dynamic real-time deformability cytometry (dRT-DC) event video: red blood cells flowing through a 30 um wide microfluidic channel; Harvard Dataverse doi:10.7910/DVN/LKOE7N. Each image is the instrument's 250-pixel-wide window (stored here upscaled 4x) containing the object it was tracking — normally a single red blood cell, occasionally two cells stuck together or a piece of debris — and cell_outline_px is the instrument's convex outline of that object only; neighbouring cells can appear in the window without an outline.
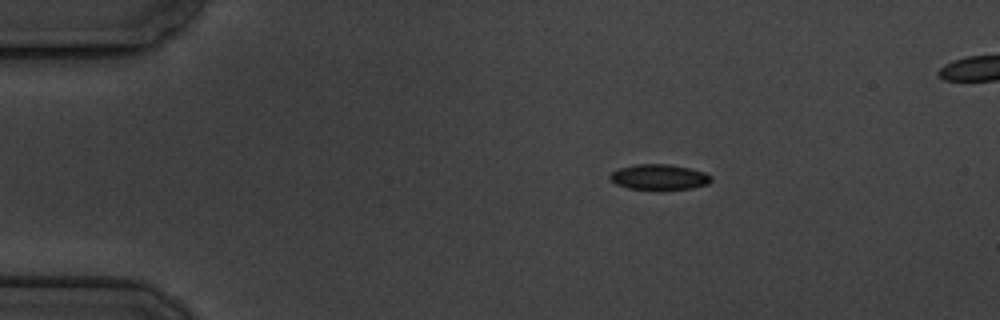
{"species": "common noctule bat (a hibernating species)", "species_latin": "Nyctalus noctula", "temperature_condition": "cold", "stored_images_in_passage": 4, "segment_of_instrument_passage": [1, 2], "camera_frame_rate_fps": 3000, "um_per_image_px": 0.085, "animal": {"sex": "male", "body_mass_g": 19.5, "forearm_length_mm": 54.6}, "frame": {"image": 1, "passage_image": 1, "time_ms": 0.0, "image_size_px": [1000, 320], "cell_outline_px": [[712, 180], [708, 184], [692, 188], [660, 192], [628, 188], [616, 184], [608, 176], [612, 172], [620, 168], [636, 164], [668, 164], [688, 168], [704, 172], [712, 176]], "centroid_in_image_um": [56.04, 15.09], "position_along_channel_um": 29.0, "area_um2": 15.49}}